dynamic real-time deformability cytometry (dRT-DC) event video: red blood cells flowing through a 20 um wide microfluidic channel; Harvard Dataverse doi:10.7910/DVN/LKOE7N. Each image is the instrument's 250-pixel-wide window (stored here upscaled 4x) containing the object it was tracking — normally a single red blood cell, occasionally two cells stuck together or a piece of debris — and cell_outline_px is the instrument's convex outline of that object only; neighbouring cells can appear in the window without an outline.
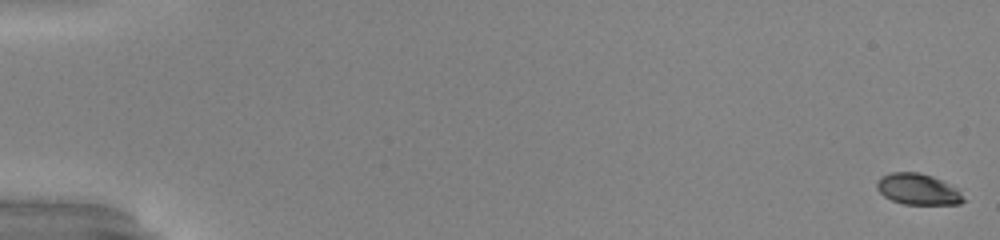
{"species": "common noctule bat (a hibernating species)", "species_latin": "Nyctalus noctula", "temperature_condition": "warm", "stored_images_in_passage": 53, "camera_frame_rate_fps": 3000, "um_per_image_px": 0.085, "animal": {"sex": "male", "body_mass_g": 20.0, "forearm_length_mm": 53.3}, "frame": {"image": 1, "passage_image": 1, "time_ms": 0.0, "image_size_px": [1000, 240], "cell_outline_px": [[968, 200], [960, 204], [904, 204], [892, 200], [884, 196], [876, 188], [876, 184], [880, 176], [892, 172], [916, 172], [932, 176], [956, 188]], "centroid_in_image_um": [78.03, 16.09], "position_along_channel_um": 7.0, "area_um2": 15.66}}
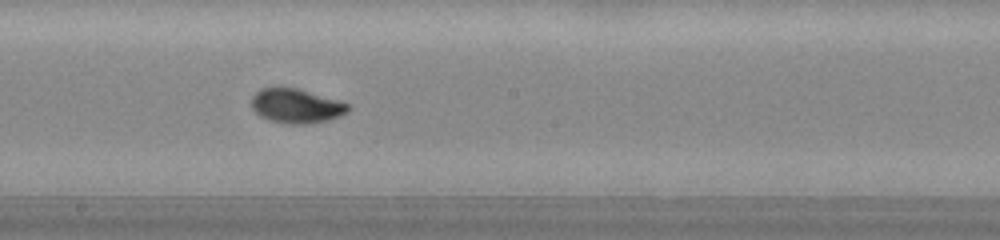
{"frame": {"image": 2, "passage_image": 31, "time_ms": 10.0, "image_size_px": [1000, 240], "cell_outline_px": [[352, 108], [348, 112], [340, 116], [328, 120], [304, 124], [288, 124], [272, 120], [260, 116], [252, 108], [252, 96], [260, 88], [296, 88], [336, 100], [348, 104]], "centroid_in_image_um": [25.18, 9.01], "position_along_channel_um": 223.0, "area_um2": 19.02}}
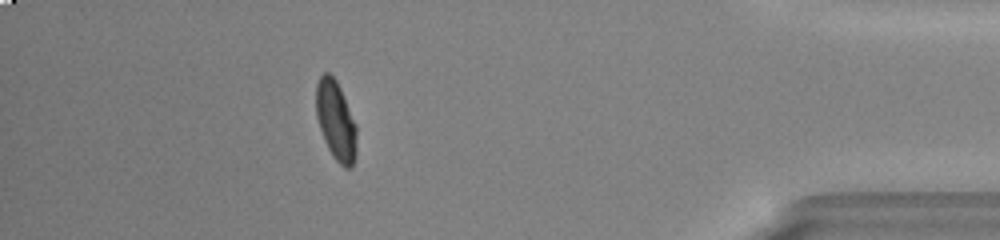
{"frame": {"image": 3, "passage_image": 48, "time_ms": 15.667, "image_size_px": [1000, 240], "cell_outline_px": [[356, 156], [352, 168], [344, 168], [332, 156], [324, 140], [316, 116], [316, 84], [320, 76], [324, 72], [328, 72], [336, 80], [340, 88], [356, 124]], "centroid_in_image_um": [28.55, 10.27], "position_along_channel_um": 406.7, "area_um2": 18.79}, "authors_computed_cell_mechanics": {"area_um2": 18.4382, "velocity_mm_per_s": 4.0027, "shape_relaxation_time_tau1_ms": 2.9435, "shape_relaxation_time_tau2_ms": 0.7668, "deformation_change_tau1": 0.165, "deformation_change_tau2": 0.0342}}